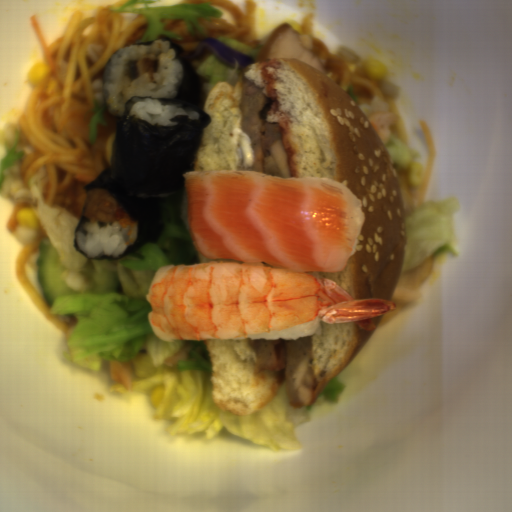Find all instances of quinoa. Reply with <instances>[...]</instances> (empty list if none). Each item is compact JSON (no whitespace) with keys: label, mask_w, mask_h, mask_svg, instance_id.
<instances>
[{"label":"quinoa","mask_w":512,"mask_h":512,"mask_svg":"<svg viewBox=\"0 0 512 512\" xmlns=\"http://www.w3.org/2000/svg\"><path fill=\"white\" fill-rule=\"evenodd\" d=\"M0 192L6 197H11L18 204L32 203L29 197V188L21 175L20 163L6 170Z\"/></svg>","instance_id":"1"}]
</instances>
